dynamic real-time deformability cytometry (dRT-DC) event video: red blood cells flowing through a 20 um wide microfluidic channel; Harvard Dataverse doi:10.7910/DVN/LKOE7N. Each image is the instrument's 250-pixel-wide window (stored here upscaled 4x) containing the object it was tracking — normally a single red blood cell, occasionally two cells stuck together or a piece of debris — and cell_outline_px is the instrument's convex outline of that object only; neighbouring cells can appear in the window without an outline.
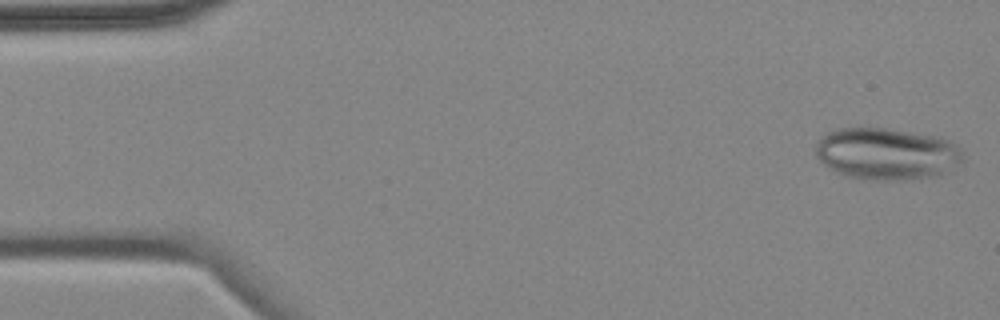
{"species": "common noctule bat (a hibernating species)", "species_latin": "Nyctalus noctula", "temperature_condition": "cold", "stored_images_in_passage": 5, "camera_frame_rate_fps": 3000, "um_per_image_px": 0.085, "animal": {"sex": "female", "body_mass_g": 18.4}, "frame": {"image": 1, "passage_image": 1, "time_ms": 0.0, "image_size_px": [1000, 320], "cell_outline_px": [[964, 160], [940, 176], [920, 180], [872, 180], [844, 176], [828, 168], [816, 156], [816, 140], [820, 136], [836, 128], [888, 128], [940, 136], [956, 144], [964, 152]], "centroid_in_image_um": [75.4, 13.08], "position_along_channel_um": 9.6, "area_um2": 45.55}}